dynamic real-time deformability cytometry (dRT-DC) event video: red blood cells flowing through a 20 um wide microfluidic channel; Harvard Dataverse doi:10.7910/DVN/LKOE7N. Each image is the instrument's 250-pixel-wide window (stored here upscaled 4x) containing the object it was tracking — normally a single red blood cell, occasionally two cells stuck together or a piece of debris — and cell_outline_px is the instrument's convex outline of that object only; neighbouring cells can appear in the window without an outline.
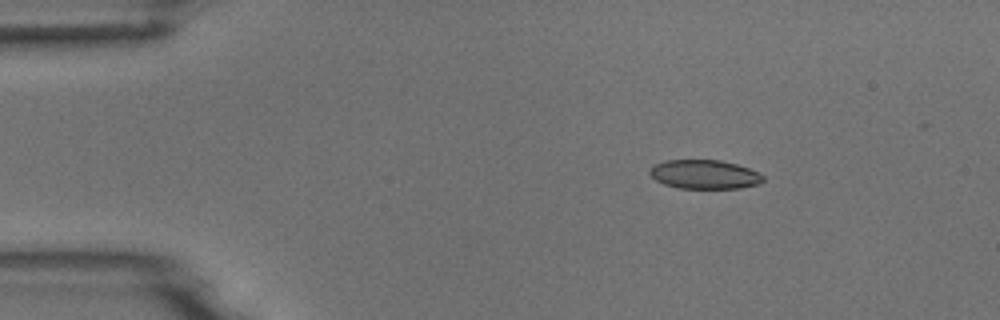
{"species": "common noctule bat (a hibernating species)", "species_latin": "Nyctalus noctula", "temperature_condition": "room temperature", "stored_images_in_passage": 3, "camera_frame_rate_fps": 3000, "um_per_image_px": 0.085, "animal": {"sex": "male", "body_mass_g": 18.8}, "frame": {"image": 1, "passage_image": 1, "time_ms": 0.0, "image_size_px": [1000, 320], "cell_outline_px": [[764, 180], [760, 184], [740, 188], [680, 188], [664, 184], [656, 180], [648, 172], [648, 168], [664, 160], [720, 160], [736, 164], [760, 172], [764, 176]], "centroid_in_image_um": [59.89, 14.82], "position_along_channel_um": 25.1, "area_um2": 19.25}}